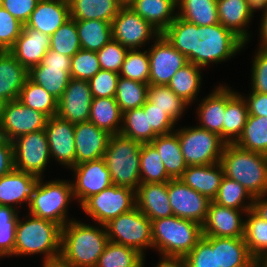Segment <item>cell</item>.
Instances as JSON below:
<instances>
[{
    "instance_id": "1",
    "label": "cell",
    "mask_w": 267,
    "mask_h": 267,
    "mask_svg": "<svg viewBox=\"0 0 267 267\" xmlns=\"http://www.w3.org/2000/svg\"><path fill=\"white\" fill-rule=\"evenodd\" d=\"M162 35L181 52L188 62L206 68L208 65L231 60L242 49L244 43L222 24L198 26L176 17Z\"/></svg>"
},
{
    "instance_id": "13",
    "label": "cell",
    "mask_w": 267,
    "mask_h": 267,
    "mask_svg": "<svg viewBox=\"0 0 267 267\" xmlns=\"http://www.w3.org/2000/svg\"><path fill=\"white\" fill-rule=\"evenodd\" d=\"M48 117L23 105L18 99L8 101L0 118V135L9 141L45 128Z\"/></svg>"
},
{
    "instance_id": "2",
    "label": "cell",
    "mask_w": 267,
    "mask_h": 267,
    "mask_svg": "<svg viewBox=\"0 0 267 267\" xmlns=\"http://www.w3.org/2000/svg\"><path fill=\"white\" fill-rule=\"evenodd\" d=\"M108 241L105 225L73 219L61 229L60 256L74 267H96Z\"/></svg>"
},
{
    "instance_id": "67",
    "label": "cell",
    "mask_w": 267,
    "mask_h": 267,
    "mask_svg": "<svg viewBox=\"0 0 267 267\" xmlns=\"http://www.w3.org/2000/svg\"><path fill=\"white\" fill-rule=\"evenodd\" d=\"M256 267H267V255H264L256 260Z\"/></svg>"
},
{
    "instance_id": "58",
    "label": "cell",
    "mask_w": 267,
    "mask_h": 267,
    "mask_svg": "<svg viewBox=\"0 0 267 267\" xmlns=\"http://www.w3.org/2000/svg\"><path fill=\"white\" fill-rule=\"evenodd\" d=\"M39 0H1V6L22 24H26Z\"/></svg>"
},
{
    "instance_id": "39",
    "label": "cell",
    "mask_w": 267,
    "mask_h": 267,
    "mask_svg": "<svg viewBox=\"0 0 267 267\" xmlns=\"http://www.w3.org/2000/svg\"><path fill=\"white\" fill-rule=\"evenodd\" d=\"M234 144L267 155V116L248 115L242 134Z\"/></svg>"
},
{
    "instance_id": "38",
    "label": "cell",
    "mask_w": 267,
    "mask_h": 267,
    "mask_svg": "<svg viewBox=\"0 0 267 267\" xmlns=\"http://www.w3.org/2000/svg\"><path fill=\"white\" fill-rule=\"evenodd\" d=\"M81 49L97 52L112 39L111 23L103 20H75Z\"/></svg>"
},
{
    "instance_id": "24",
    "label": "cell",
    "mask_w": 267,
    "mask_h": 267,
    "mask_svg": "<svg viewBox=\"0 0 267 267\" xmlns=\"http://www.w3.org/2000/svg\"><path fill=\"white\" fill-rule=\"evenodd\" d=\"M136 207L151 221L173 216L168 182L141 183L135 190Z\"/></svg>"
},
{
    "instance_id": "60",
    "label": "cell",
    "mask_w": 267,
    "mask_h": 267,
    "mask_svg": "<svg viewBox=\"0 0 267 267\" xmlns=\"http://www.w3.org/2000/svg\"><path fill=\"white\" fill-rule=\"evenodd\" d=\"M14 169L13 143L0 135V177Z\"/></svg>"
},
{
    "instance_id": "26",
    "label": "cell",
    "mask_w": 267,
    "mask_h": 267,
    "mask_svg": "<svg viewBox=\"0 0 267 267\" xmlns=\"http://www.w3.org/2000/svg\"><path fill=\"white\" fill-rule=\"evenodd\" d=\"M203 237L216 249L218 267H256L243 237Z\"/></svg>"
},
{
    "instance_id": "43",
    "label": "cell",
    "mask_w": 267,
    "mask_h": 267,
    "mask_svg": "<svg viewBox=\"0 0 267 267\" xmlns=\"http://www.w3.org/2000/svg\"><path fill=\"white\" fill-rule=\"evenodd\" d=\"M18 100L23 105L42 112L48 118L57 114L58 100L29 77L20 91Z\"/></svg>"
},
{
    "instance_id": "50",
    "label": "cell",
    "mask_w": 267,
    "mask_h": 267,
    "mask_svg": "<svg viewBox=\"0 0 267 267\" xmlns=\"http://www.w3.org/2000/svg\"><path fill=\"white\" fill-rule=\"evenodd\" d=\"M50 49L69 57L81 49L74 19L70 18L50 36Z\"/></svg>"
},
{
    "instance_id": "34",
    "label": "cell",
    "mask_w": 267,
    "mask_h": 267,
    "mask_svg": "<svg viewBox=\"0 0 267 267\" xmlns=\"http://www.w3.org/2000/svg\"><path fill=\"white\" fill-rule=\"evenodd\" d=\"M70 18L112 22L122 5L118 0H68Z\"/></svg>"
},
{
    "instance_id": "66",
    "label": "cell",
    "mask_w": 267,
    "mask_h": 267,
    "mask_svg": "<svg viewBox=\"0 0 267 267\" xmlns=\"http://www.w3.org/2000/svg\"><path fill=\"white\" fill-rule=\"evenodd\" d=\"M251 9L256 12L267 7V0H247Z\"/></svg>"
},
{
    "instance_id": "22",
    "label": "cell",
    "mask_w": 267,
    "mask_h": 267,
    "mask_svg": "<svg viewBox=\"0 0 267 267\" xmlns=\"http://www.w3.org/2000/svg\"><path fill=\"white\" fill-rule=\"evenodd\" d=\"M69 19L68 0H39L25 26L51 36Z\"/></svg>"
},
{
    "instance_id": "46",
    "label": "cell",
    "mask_w": 267,
    "mask_h": 267,
    "mask_svg": "<svg viewBox=\"0 0 267 267\" xmlns=\"http://www.w3.org/2000/svg\"><path fill=\"white\" fill-rule=\"evenodd\" d=\"M161 156L151 143H142L140 151V182L163 183L170 181Z\"/></svg>"
},
{
    "instance_id": "11",
    "label": "cell",
    "mask_w": 267,
    "mask_h": 267,
    "mask_svg": "<svg viewBox=\"0 0 267 267\" xmlns=\"http://www.w3.org/2000/svg\"><path fill=\"white\" fill-rule=\"evenodd\" d=\"M13 143L14 169L44 177L50 163L49 145L44 129L19 136Z\"/></svg>"
},
{
    "instance_id": "5",
    "label": "cell",
    "mask_w": 267,
    "mask_h": 267,
    "mask_svg": "<svg viewBox=\"0 0 267 267\" xmlns=\"http://www.w3.org/2000/svg\"><path fill=\"white\" fill-rule=\"evenodd\" d=\"M38 178L31 195L28 214L52 221L61 228L76 218H70L68 209L74 202L71 180Z\"/></svg>"
},
{
    "instance_id": "65",
    "label": "cell",
    "mask_w": 267,
    "mask_h": 267,
    "mask_svg": "<svg viewBox=\"0 0 267 267\" xmlns=\"http://www.w3.org/2000/svg\"><path fill=\"white\" fill-rule=\"evenodd\" d=\"M42 267H74L69 262L65 261L61 256L53 259L42 261Z\"/></svg>"
},
{
    "instance_id": "68",
    "label": "cell",
    "mask_w": 267,
    "mask_h": 267,
    "mask_svg": "<svg viewBox=\"0 0 267 267\" xmlns=\"http://www.w3.org/2000/svg\"><path fill=\"white\" fill-rule=\"evenodd\" d=\"M6 103L7 101L4 98L0 97V118H1V115L5 108Z\"/></svg>"
},
{
    "instance_id": "63",
    "label": "cell",
    "mask_w": 267,
    "mask_h": 267,
    "mask_svg": "<svg viewBox=\"0 0 267 267\" xmlns=\"http://www.w3.org/2000/svg\"><path fill=\"white\" fill-rule=\"evenodd\" d=\"M160 260L154 267H187L184 257L159 255Z\"/></svg>"
},
{
    "instance_id": "30",
    "label": "cell",
    "mask_w": 267,
    "mask_h": 267,
    "mask_svg": "<svg viewBox=\"0 0 267 267\" xmlns=\"http://www.w3.org/2000/svg\"><path fill=\"white\" fill-rule=\"evenodd\" d=\"M129 7L160 34L177 17V0H134Z\"/></svg>"
},
{
    "instance_id": "53",
    "label": "cell",
    "mask_w": 267,
    "mask_h": 267,
    "mask_svg": "<svg viewBox=\"0 0 267 267\" xmlns=\"http://www.w3.org/2000/svg\"><path fill=\"white\" fill-rule=\"evenodd\" d=\"M24 24L0 5V48L9 51L21 34Z\"/></svg>"
},
{
    "instance_id": "17",
    "label": "cell",
    "mask_w": 267,
    "mask_h": 267,
    "mask_svg": "<svg viewBox=\"0 0 267 267\" xmlns=\"http://www.w3.org/2000/svg\"><path fill=\"white\" fill-rule=\"evenodd\" d=\"M51 160L68 170L75 166V124L55 115L48 118L44 128Z\"/></svg>"
},
{
    "instance_id": "59",
    "label": "cell",
    "mask_w": 267,
    "mask_h": 267,
    "mask_svg": "<svg viewBox=\"0 0 267 267\" xmlns=\"http://www.w3.org/2000/svg\"><path fill=\"white\" fill-rule=\"evenodd\" d=\"M246 101L248 113L251 116H267V94L250 92L242 95Z\"/></svg>"
},
{
    "instance_id": "3",
    "label": "cell",
    "mask_w": 267,
    "mask_h": 267,
    "mask_svg": "<svg viewBox=\"0 0 267 267\" xmlns=\"http://www.w3.org/2000/svg\"><path fill=\"white\" fill-rule=\"evenodd\" d=\"M219 163L224 176L239 182L253 198L267 195V155L225 144Z\"/></svg>"
},
{
    "instance_id": "55",
    "label": "cell",
    "mask_w": 267,
    "mask_h": 267,
    "mask_svg": "<svg viewBox=\"0 0 267 267\" xmlns=\"http://www.w3.org/2000/svg\"><path fill=\"white\" fill-rule=\"evenodd\" d=\"M184 259L187 267H218L216 249L203 236Z\"/></svg>"
},
{
    "instance_id": "15",
    "label": "cell",
    "mask_w": 267,
    "mask_h": 267,
    "mask_svg": "<svg viewBox=\"0 0 267 267\" xmlns=\"http://www.w3.org/2000/svg\"><path fill=\"white\" fill-rule=\"evenodd\" d=\"M73 173V194L81 206L89 197L111 186L110 172L103 158L75 165Z\"/></svg>"
},
{
    "instance_id": "8",
    "label": "cell",
    "mask_w": 267,
    "mask_h": 267,
    "mask_svg": "<svg viewBox=\"0 0 267 267\" xmlns=\"http://www.w3.org/2000/svg\"><path fill=\"white\" fill-rule=\"evenodd\" d=\"M108 240L133 248L146 256L153 248L152 223L137 207L105 224Z\"/></svg>"
},
{
    "instance_id": "44",
    "label": "cell",
    "mask_w": 267,
    "mask_h": 267,
    "mask_svg": "<svg viewBox=\"0 0 267 267\" xmlns=\"http://www.w3.org/2000/svg\"><path fill=\"white\" fill-rule=\"evenodd\" d=\"M245 216L243 238L251 255L258 260L267 255V221L259 217L252 209Z\"/></svg>"
},
{
    "instance_id": "18",
    "label": "cell",
    "mask_w": 267,
    "mask_h": 267,
    "mask_svg": "<svg viewBox=\"0 0 267 267\" xmlns=\"http://www.w3.org/2000/svg\"><path fill=\"white\" fill-rule=\"evenodd\" d=\"M92 101L88 81L71 78L58 99L56 115L74 124L89 121Z\"/></svg>"
},
{
    "instance_id": "57",
    "label": "cell",
    "mask_w": 267,
    "mask_h": 267,
    "mask_svg": "<svg viewBox=\"0 0 267 267\" xmlns=\"http://www.w3.org/2000/svg\"><path fill=\"white\" fill-rule=\"evenodd\" d=\"M142 107L144 111H148L149 124L157 135L169 134L176 130L174 128H176L175 126L178 123H176L166 111L156 108V106L148 100H146Z\"/></svg>"
},
{
    "instance_id": "36",
    "label": "cell",
    "mask_w": 267,
    "mask_h": 267,
    "mask_svg": "<svg viewBox=\"0 0 267 267\" xmlns=\"http://www.w3.org/2000/svg\"><path fill=\"white\" fill-rule=\"evenodd\" d=\"M70 69L38 64L29 70L28 77L58 100L71 80Z\"/></svg>"
},
{
    "instance_id": "19",
    "label": "cell",
    "mask_w": 267,
    "mask_h": 267,
    "mask_svg": "<svg viewBox=\"0 0 267 267\" xmlns=\"http://www.w3.org/2000/svg\"><path fill=\"white\" fill-rule=\"evenodd\" d=\"M249 210H236L211 201L202 226V236L244 237L245 216ZM244 218V219H243Z\"/></svg>"
},
{
    "instance_id": "41",
    "label": "cell",
    "mask_w": 267,
    "mask_h": 267,
    "mask_svg": "<svg viewBox=\"0 0 267 267\" xmlns=\"http://www.w3.org/2000/svg\"><path fill=\"white\" fill-rule=\"evenodd\" d=\"M145 261L133 248L108 241L96 267H145Z\"/></svg>"
},
{
    "instance_id": "37",
    "label": "cell",
    "mask_w": 267,
    "mask_h": 267,
    "mask_svg": "<svg viewBox=\"0 0 267 267\" xmlns=\"http://www.w3.org/2000/svg\"><path fill=\"white\" fill-rule=\"evenodd\" d=\"M177 16L198 26L219 23L217 0H177Z\"/></svg>"
},
{
    "instance_id": "54",
    "label": "cell",
    "mask_w": 267,
    "mask_h": 267,
    "mask_svg": "<svg viewBox=\"0 0 267 267\" xmlns=\"http://www.w3.org/2000/svg\"><path fill=\"white\" fill-rule=\"evenodd\" d=\"M119 73L101 69L89 81L93 98H107L116 96Z\"/></svg>"
},
{
    "instance_id": "49",
    "label": "cell",
    "mask_w": 267,
    "mask_h": 267,
    "mask_svg": "<svg viewBox=\"0 0 267 267\" xmlns=\"http://www.w3.org/2000/svg\"><path fill=\"white\" fill-rule=\"evenodd\" d=\"M119 75L127 79L149 84L148 50H128Z\"/></svg>"
},
{
    "instance_id": "48",
    "label": "cell",
    "mask_w": 267,
    "mask_h": 267,
    "mask_svg": "<svg viewBox=\"0 0 267 267\" xmlns=\"http://www.w3.org/2000/svg\"><path fill=\"white\" fill-rule=\"evenodd\" d=\"M20 212L0 205V258L14 257L15 231Z\"/></svg>"
},
{
    "instance_id": "27",
    "label": "cell",
    "mask_w": 267,
    "mask_h": 267,
    "mask_svg": "<svg viewBox=\"0 0 267 267\" xmlns=\"http://www.w3.org/2000/svg\"><path fill=\"white\" fill-rule=\"evenodd\" d=\"M248 115V108L242 94L225 83L223 141L226 144H234L238 140L247 122Z\"/></svg>"
},
{
    "instance_id": "23",
    "label": "cell",
    "mask_w": 267,
    "mask_h": 267,
    "mask_svg": "<svg viewBox=\"0 0 267 267\" xmlns=\"http://www.w3.org/2000/svg\"><path fill=\"white\" fill-rule=\"evenodd\" d=\"M219 23L232 31L244 43L248 44L252 38L249 28L255 12L247 0H217Z\"/></svg>"
},
{
    "instance_id": "12",
    "label": "cell",
    "mask_w": 267,
    "mask_h": 267,
    "mask_svg": "<svg viewBox=\"0 0 267 267\" xmlns=\"http://www.w3.org/2000/svg\"><path fill=\"white\" fill-rule=\"evenodd\" d=\"M112 39L123 47L145 49L160 33L129 6H122L111 22Z\"/></svg>"
},
{
    "instance_id": "64",
    "label": "cell",
    "mask_w": 267,
    "mask_h": 267,
    "mask_svg": "<svg viewBox=\"0 0 267 267\" xmlns=\"http://www.w3.org/2000/svg\"><path fill=\"white\" fill-rule=\"evenodd\" d=\"M252 210L259 217L267 221V195L254 197Z\"/></svg>"
},
{
    "instance_id": "52",
    "label": "cell",
    "mask_w": 267,
    "mask_h": 267,
    "mask_svg": "<svg viewBox=\"0 0 267 267\" xmlns=\"http://www.w3.org/2000/svg\"><path fill=\"white\" fill-rule=\"evenodd\" d=\"M128 50L116 40L111 39L96 52L101 69L119 73Z\"/></svg>"
},
{
    "instance_id": "14",
    "label": "cell",
    "mask_w": 267,
    "mask_h": 267,
    "mask_svg": "<svg viewBox=\"0 0 267 267\" xmlns=\"http://www.w3.org/2000/svg\"><path fill=\"white\" fill-rule=\"evenodd\" d=\"M147 50L149 84L152 85H167L172 76L188 63L187 58L174 48L162 34L153 41Z\"/></svg>"
},
{
    "instance_id": "56",
    "label": "cell",
    "mask_w": 267,
    "mask_h": 267,
    "mask_svg": "<svg viewBox=\"0 0 267 267\" xmlns=\"http://www.w3.org/2000/svg\"><path fill=\"white\" fill-rule=\"evenodd\" d=\"M251 66V90L267 94V49H255Z\"/></svg>"
},
{
    "instance_id": "31",
    "label": "cell",
    "mask_w": 267,
    "mask_h": 267,
    "mask_svg": "<svg viewBox=\"0 0 267 267\" xmlns=\"http://www.w3.org/2000/svg\"><path fill=\"white\" fill-rule=\"evenodd\" d=\"M29 71L9 52L0 54V97L17 100Z\"/></svg>"
},
{
    "instance_id": "35",
    "label": "cell",
    "mask_w": 267,
    "mask_h": 267,
    "mask_svg": "<svg viewBox=\"0 0 267 267\" xmlns=\"http://www.w3.org/2000/svg\"><path fill=\"white\" fill-rule=\"evenodd\" d=\"M123 113L115 97L93 98L89 121L111 135L119 134Z\"/></svg>"
},
{
    "instance_id": "42",
    "label": "cell",
    "mask_w": 267,
    "mask_h": 267,
    "mask_svg": "<svg viewBox=\"0 0 267 267\" xmlns=\"http://www.w3.org/2000/svg\"><path fill=\"white\" fill-rule=\"evenodd\" d=\"M147 100L166 113L177 123L190 105L178 97L167 85H148ZM184 112V113H183Z\"/></svg>"
},
{
    "instance_id": "16",
    "label": "cell",
    "mask_w": 267,
    "mask_h": 267,
    "mask_svg": "<svg viewBox=\"0 0 267 267\" xmlns=\"http://www.w3.org/2000/svg\"><path fill=\"white\" fill-rule=\"evenodd\" d=\"M168 196L173 215L202 225L211 200L184 184L180 179L168 181Z\"/></svg>"
},
{
    "instance_id": "20",
    "label": "cell",
    "mask_w": 267,
    "mask_h": 267,
    "mask_svg": "<svg viewBox=\"0 0 267 267\" xmlns=\"http://www.w3.org/2000/svg\"><path fill=\"white\" fill-rule=\"evenodd\" d=\"M74 135L75 165L103 158L111 137L90 121L76 123Z\"/></svg>"
},
{
    "instance_id": "21",
    "label": "cell",
    "mask_w": 267,
    "mask_h": 267,
    "mask_svg": "<svg viewBox=\"0 0 267 267\" xmlns=\"http://www.w3.org/2000/svg\"><path fill=\"white\" fill-rule=\"evenodd\" d=\"M38 177L27 172L13 169L0 177V205L9 206L20 212L21 205L28 207L33 188Z\"/></svg>"
},
{
    "instance_id": "62",
    "label": "cell",
    "mask_w": 267,
    "mask_h": 267,
    "mask_svg": "<svg viewBox=\"0 0 267 267\" xmlns=\"http://www.w3.org/2000/svg\"><path fill=\"white\" fill-rule=\"evenodd\" d=\"M261 18H260V27H259V38L258 46L260 49H267V7L260 10Z\"/></svg>"
},
{
    "instance_id": "40",
    "label": "cell",
    "mask_w": 267,
    "mask_h": 267,
    "mask_svg": "<svg viewBox=\"0 0 267 267\" xmlns=\"http://www.w3.org/2000/svg\"><path fill=\"white\" fill-rule=\"evenodd\" d=\"M119 134L141 143H150L157 136L149 124L148 111H144L143 107L123 112Z\"/></svg>"
},
{
    "instance_id": "7",
    "label": "cell",
    "mask_w": 267,
    "mask_h": 267,
    "mask_svg": "<svg viewBox=\"0 0 267 267\" xmlns=\"http://www.w3.org/2000/svg\"><path fill=\"white\" fill-rule=\"evenodd\" d=\"M142 143L120 134L111 135L103 159L112 183L136 190L140 182V151Z\"/></svg>"
},
{
    "instance_id": "10",
    "label": "cell",
    "mask_w": 267,
    "mask_h": 267,
    "mask_svg": "<svg viewBox=\"0 0 267 267\" xmlns=\"http://www.w3.org/2000/svg\"><path fill=\"white\" fill-rule=\"evenodd\" d=\"M135 207V190L115 184L92 195L80 206L85 215L102 225Z\"/></svg>"
},
{
    "instance_id": "69",
    "label": "cell",
    "mask_w": 267,
    "mask_h": 267,
    "mask_svg": "<svg viewBox=\"0 0 267 267\" xmlns=\"http://www.w3.org/2000/svg\"><path fill=\"white\" fill-rule=\"evenodd\" d=\"M134 0H118L122 6H129Z\"/></svg>"
},
{
    "instance_id": "25",
    "label": "cell",
    "mask_w": 267,
    "mask_h": 267,
    "mask_svg": "<svg viewBox=\"0 0 267 267\" xmlns=\"http://www.w3.org/2000/svg\"><path fill=\"white\" fill-rule=\"evenodd\" d=\"M50 49V36L25 25L9 52L29 71Z\"/></svg>"
},
{
    "instance_id": "29",
    "label": "cell",
    "mask_w": 267,
    "mask_h": 267,
    "mask_svg": "<svg viewBox=\"0 0 267 267\" xmlns=\"http://www.w3.org/2000/svg\"><path fill=\"white\" fill-rule=\"evenodd\" d=\"M223 176L221 164L216 163L187 166L179 179L193 190L213 201L217 196Z\"/></svg>"
},
{
    "instance_id": "45",
    "label": "cell",
    "mask_w": 267,
    "mask_h": 267,
    "mask_svg": "<svg viewBox=\"0 0 267 267\" xmlns=\"http://www.w3.org/2000/svg\"><path fill=\"white\" fill-rule=\"evenodd\" d=\"M253 199L239 182L223 176L217 196L213 201L236 210H250L252 209Z\"/></svg>"
},
{
    "instance_id": "32",
    "label": "cell",
    "mask_w": 267,
    "mask_h": 267,
    "mask_svg": "<svg viewBox=\"0 0 267 267\" xmlns=\"http://www.w3.org/2000/svg\"><path fill=\"white\" fill-rule=\"evenodd\" d=\"M150 143L161 156L168 176L171 179H179L187 165L183 159L178 134L174 131L165 135H157Z\"/></svg>"
},
{
    "instance_id": "9",
    "label": "cell",
    "mask_w": 267,
    "mask_h": 267,
    "mask_svg": "<svg viewBox=\"0 0 267 267\" xmlns=\"http://www.w3.org/2000/svg\"><path fill=\"white\" fill-rule=\"evenodd\" d=\"M187 166L219 163L225 142L213 132L196 126H184L175 130Z\"/></svg>"
},
{
    "instance_id": "6",
    "label": "cell",
    "mask_w": 267,
    "mask_h": 267,
    "mask_svg": "<svg viewBox=\"0 0 267 267\" xmlns=\"http://www.w3.org/2000/svg\"><path fill=\"white\" fill-rule=\"evenodd\" d=\"M151 223L152 250H157L159 255L185 257L202 237L199 223L174 215Z\"/></svg>"
},
{
    "instance_id": "28",
    "label": "cell",
    "mask_w": 267,
    "mask_h": 267,
    "mask_svg": "<svg viewBox=\"0 0 267 267\" xmlns=\"http://www.w3.org/2000/svg\"><path fill=\"white\" fill-rule=\"evenodd\" d=\"M197 104V126L218 134L223 140V119L225 113V83L216 85L214 90Z\"/></svg>"
},
{
    "instance_id": "47",
    "label": "cell",
    "mask_w": 267,
    "mask_h": 267,
    "mask_svg": "<svg viewBox=\"0 0 267 267\" xmlns=\"http://www.w3.org/2000/svg\"><path fill=\"white\" fill-rule=\"evenodd\" d=\"M148 85L119 76L115 99L122 113L142 107L145 104Z\"/></svg>"
},
{
    "instance_id": "51",
    "label": "cell",
    "mask_w": 267,
    "mask_h": 267,
    "mask_svg": "<svg viewBox=\"0 0 267 267\" xmlns=\"http://www.w3.org/2000/svg\"><path fill=\"white\" fill-rule=\"evenodd\" d=\"M101 70L97 53L80 49L71 57L70 76L73 79L89 81Z\"/></svg>"
},
{
    "instance_id": "4",
    "label": "cell",
    "mask_w": 267,
    "mask_h": 267,
    "mask_svg": "<svg viewBox=\"0 0 267 267\" xmlns=\"http://www.w3.org/2000/svg\"><path fill=\"white\" fill-rule=\"evenodd\" d=\"M25 219V220H24ZM61 227L49 220L27 213L17 221L14 257L40 254L42 261L61 254Z\"/></svg>"
},
{
    "instance_id": "61",
    "label": "cell",
    "mask_w": 267,
    "mask_h": 267,
    "mask_svg": "<svg viewBox=\"0 0 267 267\" xmlns=\"http://www.w3.org/2000/svg\"><path fill=\"white\" fill-rule=\"evenodd\" d=\"M40 64L50 67H71V57L49 49Z\"/></svg>"
},
{
    "instance_id": "33",
    "label": "cell",
    "mask_w": 267,
    "mask_h": 267,
    "mask_svg": "<svg viewBox=\"0 0 267 267\" xmlns=\"http://www.w3.org/2000/svg\"><path fill=\"white\" fill-rule=\"evenodd\" d=\"M202 70V67L188 62L172 76L167 86L192 106V103L197 102V96L201 92Z\"/></svg>"
}]
</instances>
